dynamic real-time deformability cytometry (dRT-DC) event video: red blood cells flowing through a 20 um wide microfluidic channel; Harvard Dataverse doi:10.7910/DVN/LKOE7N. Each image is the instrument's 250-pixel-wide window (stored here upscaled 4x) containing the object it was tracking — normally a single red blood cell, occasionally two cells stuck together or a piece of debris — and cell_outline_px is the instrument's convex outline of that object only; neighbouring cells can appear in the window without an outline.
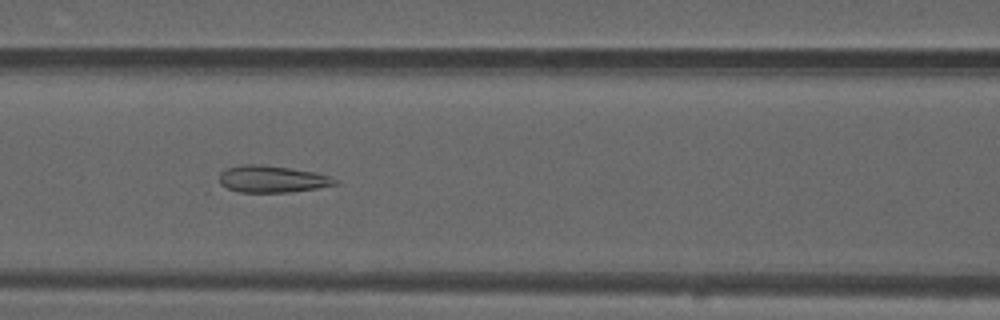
{"species": "common noctule bat (a hibernating species)", "species_latin": "Nyctalus noctula", "temperature_condition": "warm", "stored_images_in_passage": 46, "camera_frame_rate_fps": 3000, "um_per_image_px": 0.085, "animal": {"sex": "male", "forearm_length_mm": 52.5}, "frame": {"image": 1, "passage_image": 23, "time_ms": 7.333, "image_size_px": [1000, 320], "cell_outline_px": [[340, 184], [292, 192], [240, 192], [228, 188], [220, 184], [220, 172], [228, 168], [244, 164], [260, 164], [316, 172], [328, 176], [336, 180]], "centroid_in_image_um": [23.14, 15.22], "position_along_channel_um": 143.5, "area_um2": 17.98}}
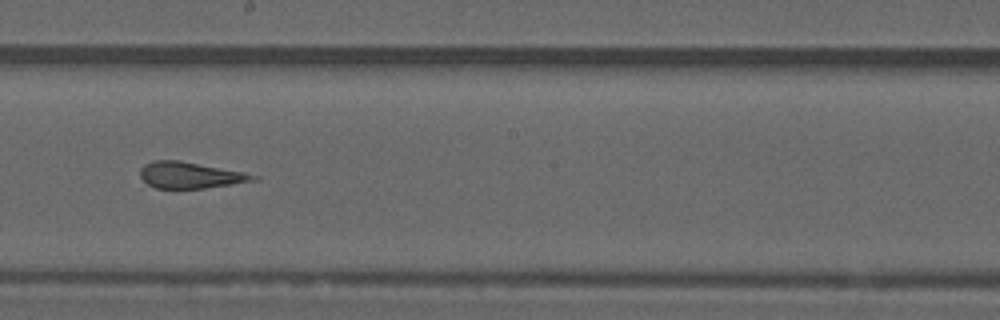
{"frame": {"image": 2, "passage_image": 30, "time_ms": 9.667, "image_size_px": [1000, 320], "cell_outline_px": [[260, 180], [204, 188], [156, 188], [148, 184], [140, 176], [140, 168], [144, 164], [152, 160], [180, 160], [244, 172], [260, 176]], "centroid_in_image_um": [16.19, 14.88], "position_along_channel_um": 232.0, "area_um2": 17.4}}
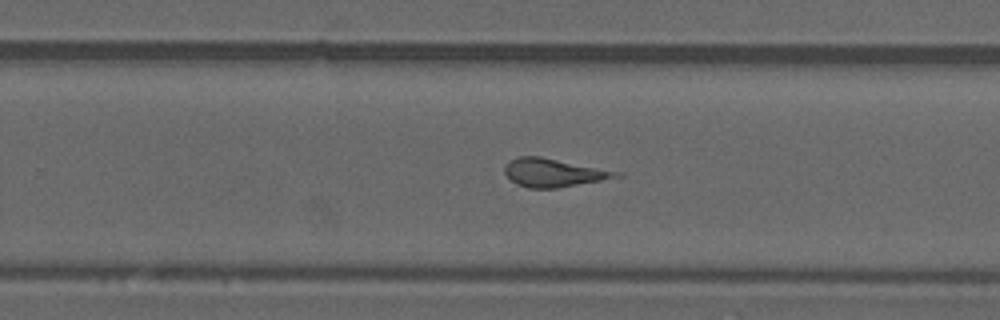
{"frame": {"image": 3, "passage_image": 34, "time_ms": 11.0, "image_size_px": [1000, 320], "cell_outline_px": [[624, 176], [556, 188], [528, 188], [516, 184], [504, 172], [504, 168], [512, 160], [520, 156], [540, 156], [624, 172]], "centroid_in_image_um": [47.11, 14.68], "position_along_channel_um": 282.7, "area_um2": 18.32}, "authors_computed_cell_mechanics": {"area_um2": 18.8717, "velocity_mm_per_s": 3.8229, "shape_relaxation_time_tau1_ms": null, "shape_relaxation_time_tau2_ms": 1.7869, "deformation_change_tau1": null, "deformation_change_tau2": 0.1313}}